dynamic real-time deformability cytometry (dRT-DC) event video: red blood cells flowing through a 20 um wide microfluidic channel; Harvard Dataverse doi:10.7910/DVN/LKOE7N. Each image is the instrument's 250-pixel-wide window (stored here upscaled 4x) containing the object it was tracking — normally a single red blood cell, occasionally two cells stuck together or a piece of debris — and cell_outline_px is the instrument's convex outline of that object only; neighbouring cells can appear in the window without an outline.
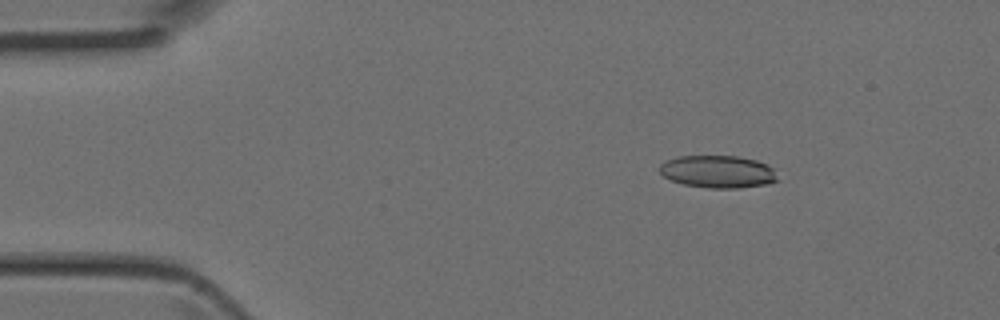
{"species": "Egyptian fruit bat (a non-hibernating species)", "species_latin": "Rousettus aegyptiacus", "temperature_condition": "room temperature", "stored_images_in_passage": 2, "camera_frame_rate_fps": 3000, "um_per_image_px": 0.085, "animal": {"sex": "female"}, "frame": {"image": 1, "passage_image": 1, "time_ms": 0.0, "image_size_px": [1000, 320], "cell_outline_px": [[780, 180], [764, 184], [736, 188], [708, 188], [684, 184], [672, 180], [664, 176], [660, 172], [660, 164], [668, 160], [680, 156], [736, 156], [756, 160], [768, 164], [772, 168]], "centroid_in_image_um": [61.04, 14.59], "position_along_channel_um": 24.0, "area_um2": 22.14}}